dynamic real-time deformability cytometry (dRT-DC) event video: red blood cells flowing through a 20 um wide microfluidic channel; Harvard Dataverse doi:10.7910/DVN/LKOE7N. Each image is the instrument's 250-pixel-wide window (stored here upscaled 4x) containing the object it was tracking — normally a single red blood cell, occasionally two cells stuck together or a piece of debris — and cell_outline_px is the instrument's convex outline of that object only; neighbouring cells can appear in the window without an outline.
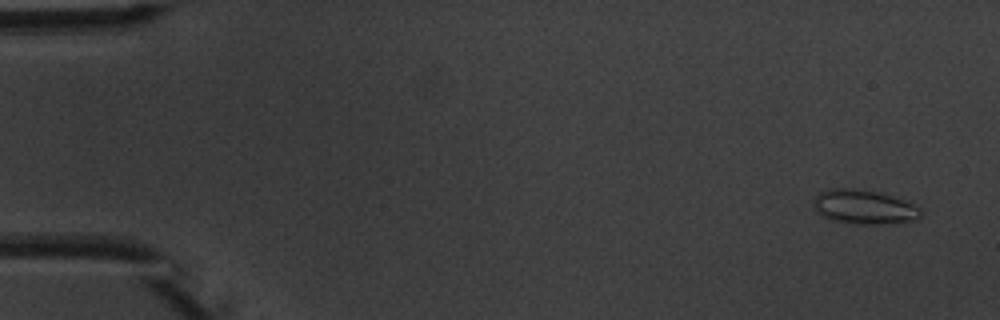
{"species": "common noctule bat (a hibernating species)", "species_latin": "Nyctalus noctula", "temperature_condition": "warm", "stored_images_in_passage": 5, "camera_frame_rate_fps": 3000, "um_per_image_px": 0.085, "animal": {"sex": "male", "body_mass_g": 20.1, "forearm_length_mm": 53.5}, "frame": {"image": 1, "passage_image": 1, "time_ms": 0.0, "image_size_px": [1000, 320], "cell_outline_px": [[920, 216], [916, 220], [904, 224], [852, 224], [832, 220], [820, 216], [812, 204], [816, 196], [820, 192], [828, 188], [852, 188], [880, 192], [904, 200], [920, 208]], "centroid_in_image_um": [73.44, 17.61], "position_along_channel_um": 11.6, "area_um2": 21.85}}
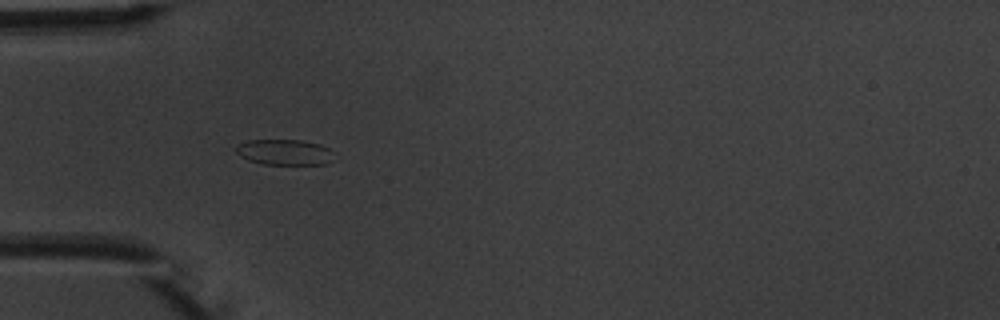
{"frame": {"image": 2, "passage_image": 4, "time_ms": 4.667, "image_size_px": [1000, 320], "cell_outline_px": [[328, 160], [324, 164], [264, 164], [248, 160], [240, 156], [236, 152], [236, 144], [248, 140], [300, 140], [320, 144], [328, 148]], "centroid_in_image_um": [24.05, 12.92], "position_along_channel_um": 60.9, "area_um2": 14.22}}